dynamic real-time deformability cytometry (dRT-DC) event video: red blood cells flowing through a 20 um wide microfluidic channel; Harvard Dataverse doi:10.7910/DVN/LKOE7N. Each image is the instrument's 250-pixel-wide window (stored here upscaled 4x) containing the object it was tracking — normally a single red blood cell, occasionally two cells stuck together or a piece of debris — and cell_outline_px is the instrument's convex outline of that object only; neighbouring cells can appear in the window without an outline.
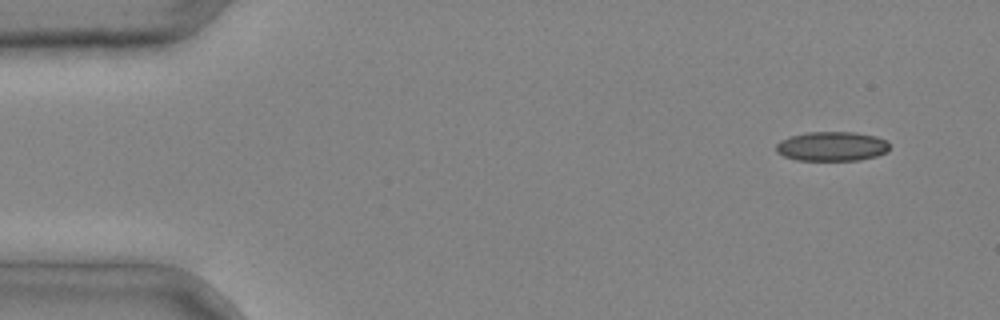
{"species": "common noctule bat (a hibernating species)", "species_latin": "Nyctalus noctula", "temperature_condition": "cold", "stored_images_in_passage": 4, "camera_frame_rate_fps": 3000, "um_per_image_px": 0.085, "animal": {"sex": "male", "body_mass_g": 20.4}, "frame": {"image": 1, "passage_image": 1, "time_ms": 0.0, "image_size_px": [1000, 320], "cell_outline_px": [[888, 152], [876, 156], [860, 160], [796, 160], [784, 156], [776, 152], [776, 144], [780, 140], [788, 136], [808, 132], [856, 132], [876, 136], [884, 140], [888, 144]], "centroid_in_image_um": [70.68, 12.43], "position_along_channel_um": 14.3, "area_um2": 19.54}}
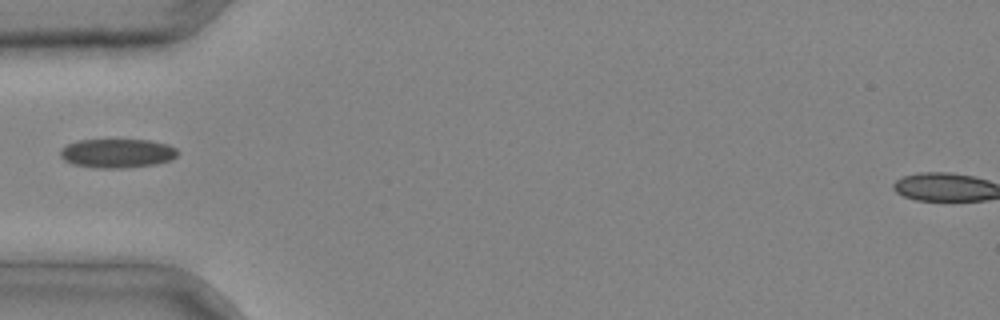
{"frame": {"image": 2, "passage_image": 4, "time_ms": 1.0, "image_size_px": [1000, 320], "cell_outline_px": [[176, 156], [172, 160], [156, 164], [120, 168], [96, 168], [72, 164], [64, 160], [60, 156], [60, 152], [68, 144], [80, 140], [148, 140], [168, 144], [176, 148]], "centroid_in_image_um": [9.97, 13.03], "position_along_channel_um": 75.0, "area_um2": 19.71}}